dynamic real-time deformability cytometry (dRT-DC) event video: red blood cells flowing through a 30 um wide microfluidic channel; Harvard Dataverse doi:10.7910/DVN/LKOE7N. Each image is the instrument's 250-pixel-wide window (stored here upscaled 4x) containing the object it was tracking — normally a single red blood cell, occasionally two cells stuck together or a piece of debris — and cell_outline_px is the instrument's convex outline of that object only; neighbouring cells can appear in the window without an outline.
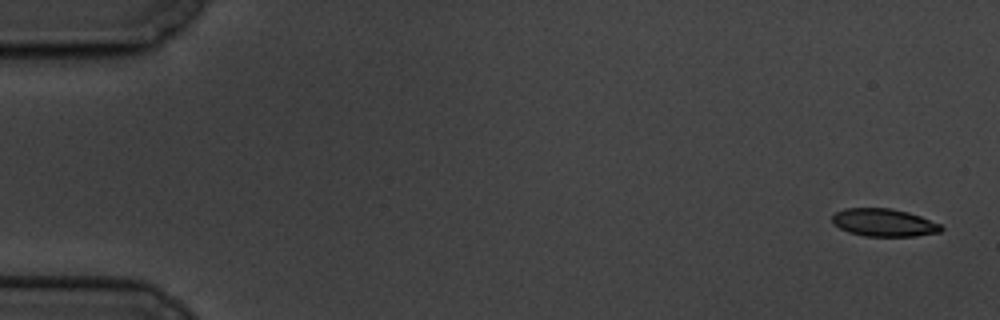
{"species": "common noctule bat (a hibernating species)", "species_latin": "Nyctalus noctula", "temperature_condition": "cold", "stored_images_in_passage": 8, "camera_frame_rate_fps": 3000, "um_per_image_px": 0.085, "animal": {"sex": "male", "body_mass_g": 19.5, "forearm_length_mm": 54.6}, "frame": {"image": 1, "passage_image": 1, "time_ms": 0.0, "image_size_px": [1000, 320], "cell_outline_px": [[944, 228], [940, 232], [916, 236], [864, 236], [848, 232], [840, 228], [832, 220], [832, 216], [836, 212], [844, 208], [892, 208], [908, 212], [920, 216], [940, 224]], "centroid_in_image_um": [75.14, 18.92], "position_along_channel_um": 9.9, "area_um2": 17.57}}
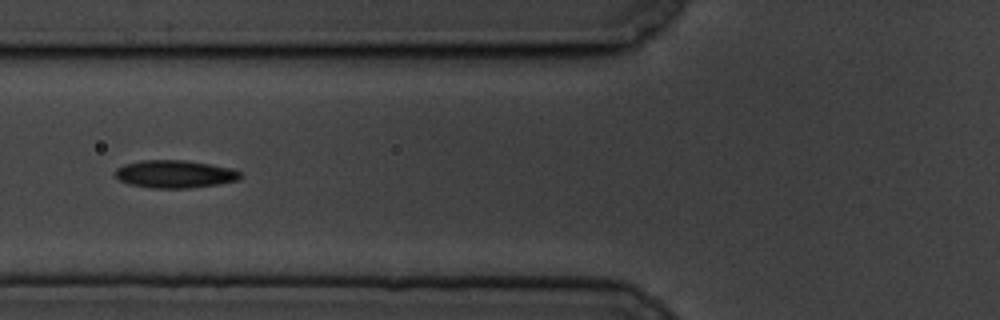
{"frame": {"image": 2, "passage_image": 7, "time_ms": 7.0, "image_size_px": [1000, 320], "cell_outline_px": [[244, 176], [240, 180], [216, 184], [188, 188], [152, 188], [128, 184], [120, 180], [112, 172], [116, 168], [124, 164], [140, 160], [184, 160], [232, 168], [240, 172]], "centroid_in_image_um": [14.84, 14.79], "position_along_channel_um": 111.0, "area_um2": 20.35}}
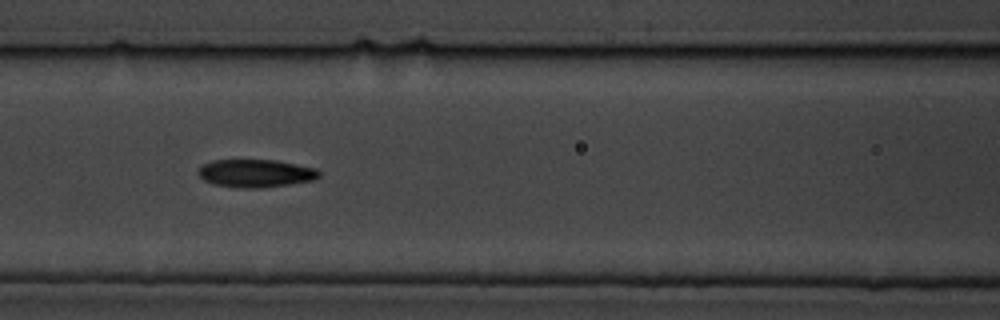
{"frame": {"image": 3, "passage_image": 8, "time_ms": 8.0, "image_size_px": [1000, 320], "cell_outline_px": [[320, 176], [312, 180], [288, 184], [260, 188], [240, 188], [212, 184], [204, 180], [200, 176], [200, 168], [204, 164], [212, 160], [276, 160], [316, 168], [320, 172]], "centroid_in_image_um": [21.74, 14.73], "position_along_channel_um": 144.9, "area_um2": 19.48}}